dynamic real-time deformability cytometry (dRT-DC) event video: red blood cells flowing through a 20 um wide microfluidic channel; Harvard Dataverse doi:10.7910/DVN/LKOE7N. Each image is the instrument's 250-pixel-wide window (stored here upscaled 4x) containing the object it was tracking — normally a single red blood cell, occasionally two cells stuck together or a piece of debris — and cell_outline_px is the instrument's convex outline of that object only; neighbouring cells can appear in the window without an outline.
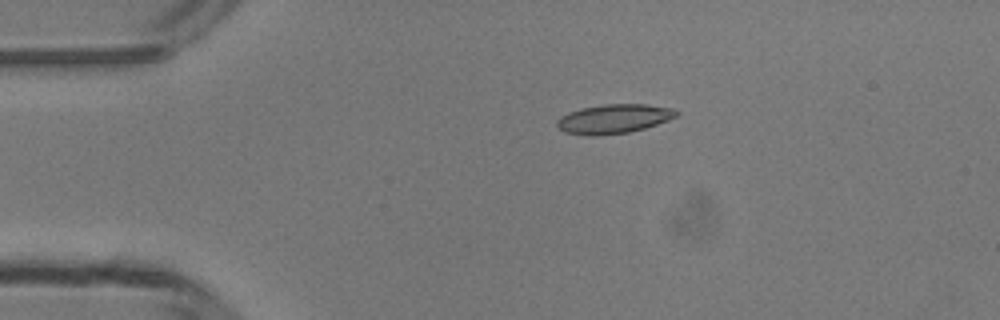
{"species": "common noctule bat (a hibernating species)", "species_latin": "Nyctalus noctula", "temperature_condition": "room temperature", "stored_images_in_passage": 40, "camera_frame_rate_fps": 3000, "um_per_image_px": 0.085, "animal": {"sex": "male", "body_mass_g": 13.3}, "frame": {"image": 1, "passage_image": 1, "time_ms": 0.0, "image_size_px": [1000, 320], "cell_outline_px": [[680, 112], [676, 116], [668, 120], [644, 128], [628, 132], [600, 136], [588, 136], [564, 132], [556, 124], [556, 120], [560, 116], [568, 112], [580, 108], [604, 104], [644, 104], [672, 108]], "centroid_in_image_um": [52.13, 10.1], "position_along_channel_um": 32.9, "area_um2": 20.4}}
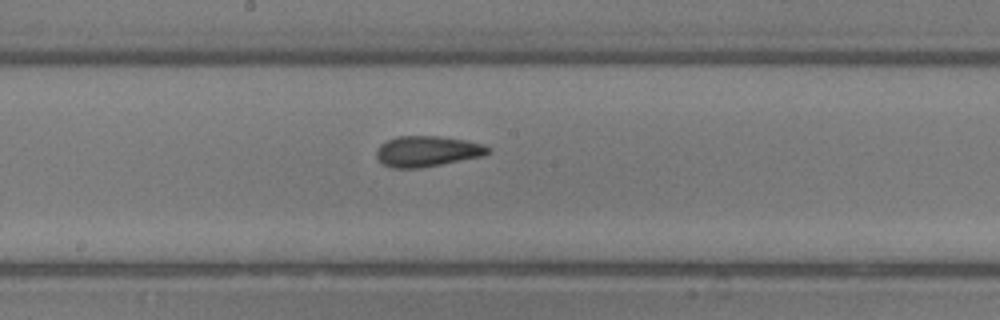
{"frame": {"image": 2, "passage_image": 17, "time_ms": 5.333, "image_size_px": [1000, 320], "cell_outline_px": [[492, 148], [484, 156], [420, 168], [392, 168], [384, 164], [376, 156], [376, 152], [380, 144], [396, 136], [440, 136], [468, 140], [484, 144]], "centroid_in_image_um": [36.35, 12.85], "position_along_channel_um": 211.9, "area_um2": 20.06}}
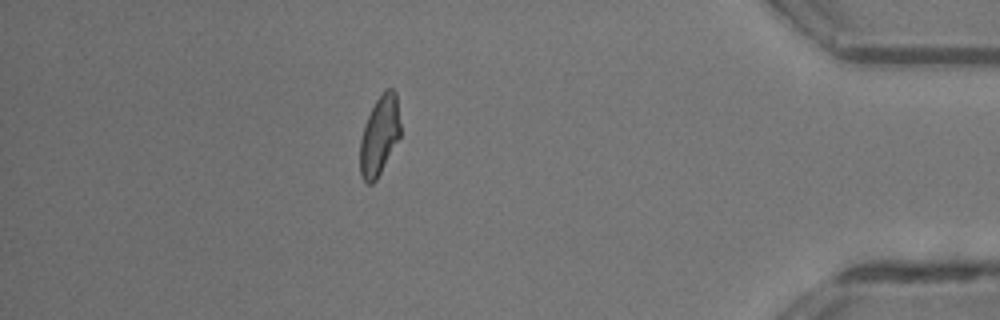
{"frame": {"image": 3, "passage_image": 34, "time_ms": 11.0, "image_size_px": [1000, 320], "cell_outline_px": [[400, 136], [376, 180], [372, 184], [368, 184], [360, 176], [360, 140], [364, 124], [376, 100], [388, 88], [392, 88], [396, 92], [400, 124]], "centroid_in_image_um": [32.24, 11.54], "position_along_channel_um": 403.0, "area_um2": 18.44}, "authors_computed_cell_mechanics": {"area_um2": 19.652, "velocity_mm_per_s": 4.1926, "shape_relaxation_time_tau1_ms": 4.7331, "shape_relaxation_time_tau2_ms": 1.8301, "deformation_change_tau1": 0.1366, "deformation_change_tau2": 0.0851}}